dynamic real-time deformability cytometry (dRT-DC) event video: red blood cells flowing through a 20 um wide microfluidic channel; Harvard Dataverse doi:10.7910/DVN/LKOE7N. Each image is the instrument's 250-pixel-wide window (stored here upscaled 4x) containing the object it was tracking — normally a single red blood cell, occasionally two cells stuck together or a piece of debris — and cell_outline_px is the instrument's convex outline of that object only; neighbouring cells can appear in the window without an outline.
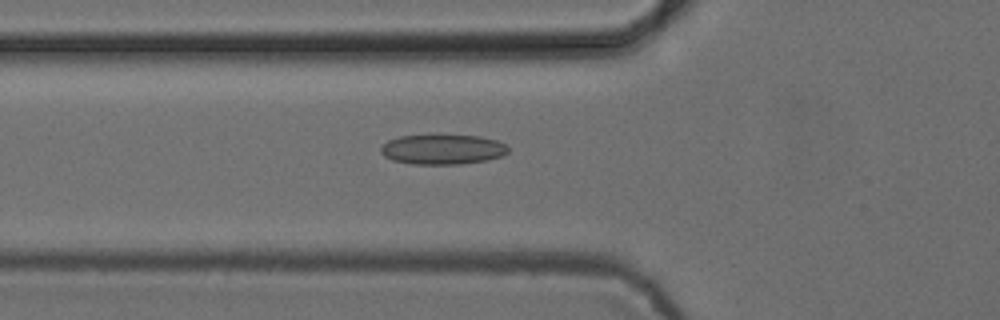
{"species": "common noctule bat (a hibernating species)", "species_latin": "Nyctalus noctula", "temperature_condition": "cold", "stored_images_in_passage": 53, "camera_frame_rate_fps": 3000, "um_per_image_px": 0.085, "animal": {"sex": "female", "body_mass_g": 24.6, "forearm_length_mm": 56.2}, "frame": {"image": 1, "passage_image": 19, "time_ms": 6.0, "image_size_px": [1000, 320], "cell_outline_px": [[508, 152], [500, 156], [488, 160], [460, 164], [412, 164], [392, 160], [384, 156], [380, 152], [380, 148], [388, 140], [400, 136], [480, 136], [496, 140], [504, 144], [508, 148]], "centroid_in_image_um": [37.6, 12.71], "position_along_channel_um": 88.2, "area_um2": 21.96}}
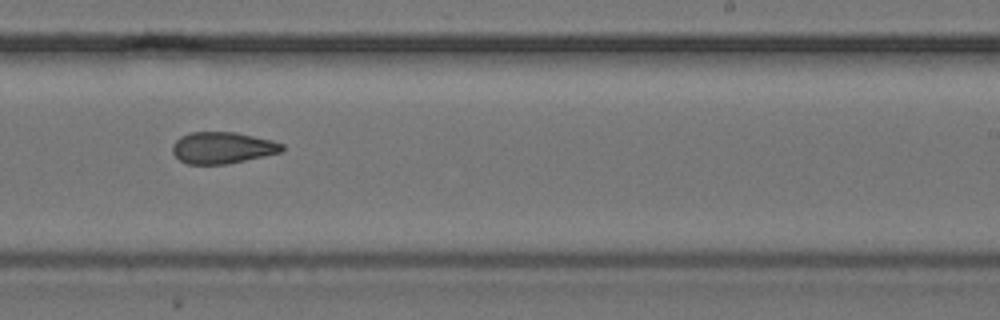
{"frame": {"image": 2, "passage_image": 33, "time_ms": 10.667, "image_size_px": [1000, 320], "cell_outline_px": [[284, 148], [280, 152], [264, 156], [224, 164], [188, 164], [180, 160], [172, 152], [172, 144], [180, 136], [192, 132], [236, 132], [272, 140], [284, 144]], "centroid_in_image_um": [18.89, 12.55], "position_along_channel_um": 270.1, "area_um2": 20.06}}
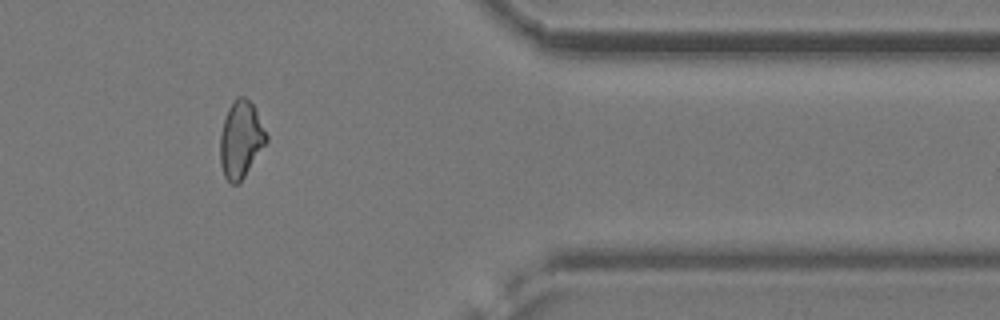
{"frame": {"image": 3, "passage_image": 44, "time_ms": 14.333, "image_size_px": [1000, 320], "cell_outline_px": [[268, 140], [240, 184], [232, 184], [224, 176], [220, 164], [220, 136], [224, 120], [228, 108], [236, 96], [244, 96], [252, 104], [268, 136]], "centroid_in_image_um": [20.46, 11.88], "position_along_channel_um": 390.9, "area_um2": 20.63}, "authors_computed_cell_mechanics": {"area_um2": 21.3282, "velocity_mm_per_s": 3.8926, "shape_relaxation_time_tau1_ms": 3.4045, "shape_relaxation_time_tau2_ms": 3.1342, "deformation_change_tau1": 0.0884, "deformation_change_tau2": 0.1038}}